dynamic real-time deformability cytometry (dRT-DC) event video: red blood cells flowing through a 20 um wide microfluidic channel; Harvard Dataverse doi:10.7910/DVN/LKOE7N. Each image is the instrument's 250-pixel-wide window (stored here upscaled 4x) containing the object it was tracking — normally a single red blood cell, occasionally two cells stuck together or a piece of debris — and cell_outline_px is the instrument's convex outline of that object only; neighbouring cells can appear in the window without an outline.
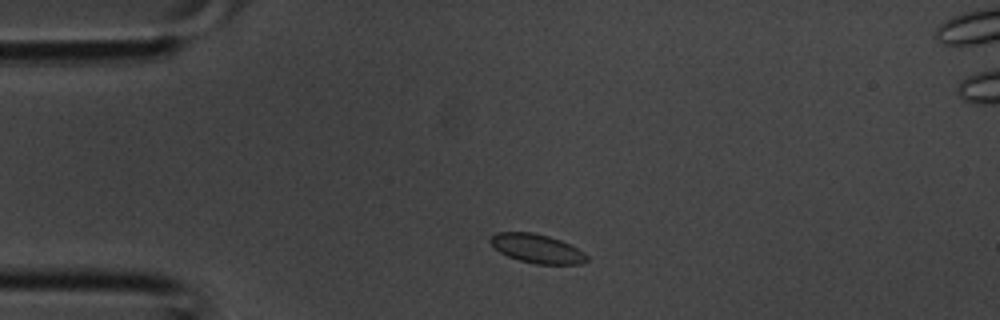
{"species": "common noctule bat (a hibernating species)", "species_latin": "Nyctalus noctula", "temperature_condition": "room temperature", "stored_images_in_passage": 34, "camera_frame_rate_fps": 3000, "um_per_image_px": 0.085, "animal": {"sex": "male", "body_mass_g": 20.1, "forearm_length_mm": 53.5}, "frame": {"image": 1, "passage_image": 3, "time_ms": 0.667, "image_size_px": [1000, 320], "cell_outline_px": [[588, 260], [584, 264], [536, 264], [520, 260], [508, 256], [500, 252], [488, 240], [496, 232], [532, 232], [548, 236], [560, 240], [584, 252], [588, 256]], "centroid_in_image_um": [45.66, 21.13], "position_along_channel_um": 39.3, "area_um2": 16.13}}
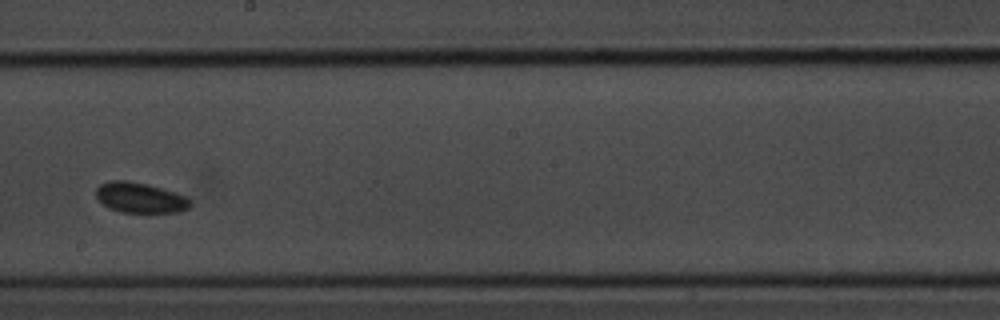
{"frame": {"image": 2, "passage_image": 16, "time_ms": 5.0, "image_size_px": [1000, 320], "cell_outline_px": [[192, 204], [188, 208], [180, 212], [120, 212], [108, 208], [96, 196], [96, 188], [100, 184], [112, 180], [128, 180], [148, 184], [184, 196], [192, 200]], "centroid_in_image_um": [11.9, 16.8], "position_along_channel_um": 236.3, "area_um2": 16.59}}
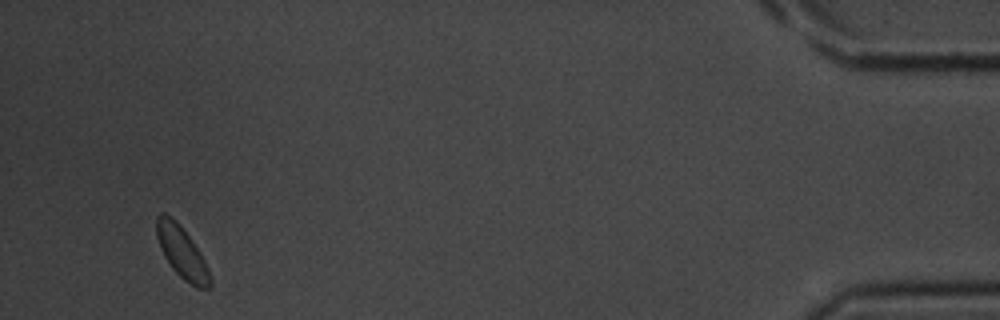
{"frame": {"image": 3, "passage_image": 31, "time_ms": 10.0, "image_size_px": [1000, 320], "cell_outline_px": [[212, 288], [196, 288], [184, 280], [172, 268], [164, 256], [160, 248], [156, 236], [156, 216], [160, 212], [164, 212], [172, 216], [180, 224], [192, 240], [200, 252], [208, 268], [212, 280]], "centroid_in_image_um": [15.45, 21.43], "position_along_channel_um": 419.7, "area_um2": 16.42}}